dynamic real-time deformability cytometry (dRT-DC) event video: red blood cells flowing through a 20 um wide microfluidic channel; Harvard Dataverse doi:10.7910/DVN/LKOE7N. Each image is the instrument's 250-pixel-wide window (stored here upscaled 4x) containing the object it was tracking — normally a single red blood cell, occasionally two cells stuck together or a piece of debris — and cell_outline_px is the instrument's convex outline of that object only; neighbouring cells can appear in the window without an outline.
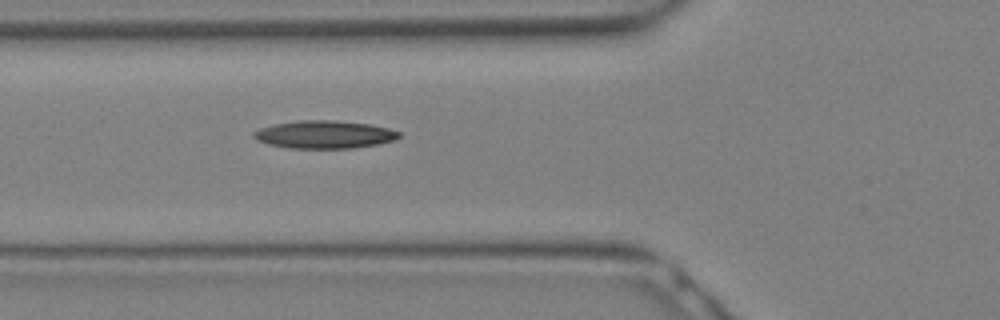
{"species": "Egyptian fruit bat (a non-hibernating species)", "species_latin": "Rousettus aegyptiacus", "temperature_condition": "warm", "stored_images_in_passage": 5, "camera_frame_rate_fps": 3000, "um_per_image_px": 0.085, "animal": {"sex": "female"}, "frame": {"image": 1, "passage_image": 5, "time_ms": 1.333, "image_size_px": [1000, 320], "cell_outline_px": [[400, 136], [396, 140], [380, 144], [356, 148], [288, 148], [268, 144], [256, 140], [252, 136], [252, 132], [260, 128], [276, 124], [300, 120], [332, 120], [368, 124], [388, 128], [400, 132]], "centroid_in_image_um": [27.58, 11.44], "position_along_channel_um": 98.2, "area_um2": 23.64}}